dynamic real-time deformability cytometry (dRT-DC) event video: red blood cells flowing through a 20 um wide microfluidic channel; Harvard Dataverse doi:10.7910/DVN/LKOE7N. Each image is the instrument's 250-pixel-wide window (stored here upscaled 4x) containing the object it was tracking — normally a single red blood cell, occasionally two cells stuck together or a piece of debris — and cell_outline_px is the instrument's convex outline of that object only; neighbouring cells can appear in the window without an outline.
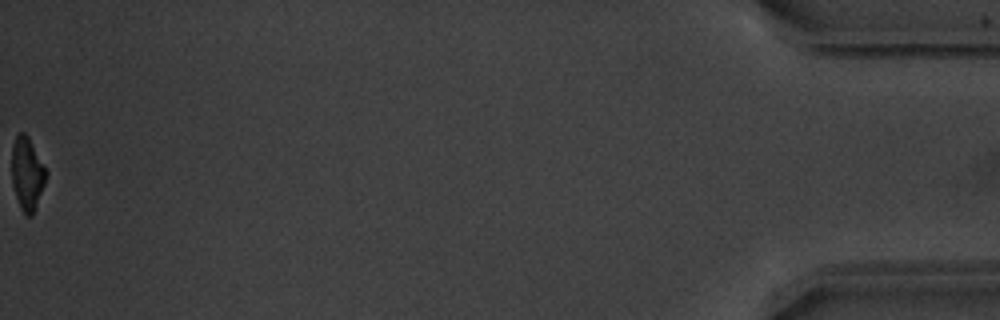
{"species": "common noctule bat (a hibernating species)", "species_latin": "Nyctalus noctula", "temperature_condition": "warm", "stored_images_in_passage": 37, "camera_frame_rate_fps": 3000, "um_per_image_px": 0.085, "animal": {"sex": "male", "body_mass_g": 20.1, "forearm_length_mm": 53.5}, "frame": {"image": 1, "passage_image": 37, "time_ms": 12.0, "image_size_px": [1000, 320], "cell_outline_px": [[48, 172], [44, 184], [32, 216], [24, 216], [20, 208], [12, 184], [12, 144], [16, 136], [20, 132], [24, 132], [28, 136]], "centroid_in_image_um": [2.3, 14.76], "position_along_channel_um": 432.9, "area_um2": 14.57}, "authors_computed_cell_mechanics": {"area_um2": 16.2996, "velocity_mm_per_s": 3.826, "shape_relaxation_time_tau1_ms": 3.2471, "shape_relaxation_time_tau2_ms": 4.1129, "deformation_change_tau1": 0.1564, "deformation_change_tau2": 0.1011}}